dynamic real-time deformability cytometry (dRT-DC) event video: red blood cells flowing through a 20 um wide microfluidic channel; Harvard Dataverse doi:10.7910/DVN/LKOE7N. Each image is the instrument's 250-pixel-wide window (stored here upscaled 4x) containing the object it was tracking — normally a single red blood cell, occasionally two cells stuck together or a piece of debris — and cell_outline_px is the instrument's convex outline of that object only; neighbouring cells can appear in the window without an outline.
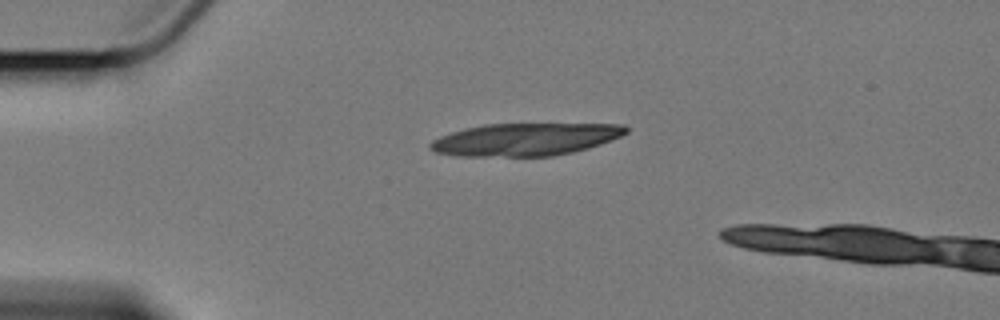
{"species": "Egyptian fruit bat (a non-hibernating species)", "species_latin": "Rousettus aegyptiacus", "temperature_condition": "cold", "stored_images_in_passage": 5, "camera_frame_rate_fps": 3000, "um_per_image_px": 0.085, "animal": {"sex": "female"}, "frame": {"image": 1, "passage_image": 1, "time_ms": 0.0, "image_size_px": [1000, 320], "cell_outline_px": [[628, 132], [612, 140], [588, 148], [572, 152], [552, 156], [456, 156], [436, 152], [428, 148], [428, 144], [432, 140], [440, 136], [464, 128], [484, 124], [624, 124], [628, 128]], "centroid_in_image_um": [44.63, 11.85], "position_along_channel_um": 40.4, "area_um2": 37.17}}